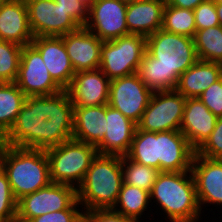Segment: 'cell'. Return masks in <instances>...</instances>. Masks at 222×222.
I'll list each match as a JSON object with an SVG mask.
<instances>
[{"label": "cell", "instance_id": "1", "mask_svg": "<svg viewBox=\"0 0 222 222\" xmlns=\"http://www.w3.org/2000/svg\"><path fill=\"white\" fill-rule=\"evenodd\" d=\"M74 105L66 90L26 97L5 145L46 150L72 139Z\"/></svg>", "mask_w": 222, "mask_h": 222}, {"label": "cell", "instance_id": "2", "mask_svg": "<svg viewBox=\"0 0 222 222\" xmlns=\"http://www.w3.org/2000/svg\"><path fill=\"white\" fill-rule=\"evenodd\" d=\"M198 60L193 38L159 29L146 37L137 74L153 92L172 91L179 76Z\"/></svg>", "mask_w": 222, "mask_h": 222}, {"label": "cell", "instance_id": "3", "mask_svg": "<svg viewBox=\"0 0 222 222\" xmlns=\"http://www.w3.org/2000/svg\"><path fill=\"white\" fill-rule=\"evenodd\" d=\"M0 167L6 173L16 200L51 183L45 150L4 145Z\"/></svg>", "mask_w": 222, "mask_h": 222}, {"label": "cell", "instance_id": "4", "mask_svg": "<svg viewBox=\"0 0 222 222\" xmlns=\"http://www.w3.org/2000/svg\"><path fill=\"white\" fill-rule=\"evenodd\" d=\"M123 183L122 156L97 154L77 188L84 212L112 209Z\"/></svg>", "mask_w": 222, "mask_h": 222}, {"label": "cell", "instance_id": "5", "mask_svg": "<svg viewBox=\"0 0 222 222\" xmlns=\"http://www.w3.org/2000/svg\"><path fill=\"white\" fill-rule=\"evenodd\" d=\"M169 222H190L201 218L195 181L191 171H160L150 192ZM156 199V200H155Z\"/></svg>", "mask_w": 222, "mask_h": 222}, {"label": "cell", "instance_id": "6", "mask_svg": "<svg viewBox=\"0 0 222 222\" xmlns=\"http://www.w3.org/2000/svg\"><path fill=\"white\" fill-rule=\"evenodd\" d=\"M45 152L49 161L51 182L70 185L76 189L83 182L87 170L98 154L94 145L73 138L50 147Z\"/></svg>", "mask_w": 222, "mask_h": 222}, {"label": "cell", "instance_id": "7", "mask_svg": "<svg viewBox=\"0 0 222 222\" xmlns=\"http://www.w3.org/2000/svg\"><path fill=\"white\" fill-rule=\"evenodd\" d=\"M146 52V36L127 34L104 41L101 47L99 69L110 79L137 73Z\"/></svg>", "mask_w": 222, "mask_h": 222}, {"label": "cell", "instance_id": "8", "mask_svg": "<svg viewBox=\"0 0 222 222\" xmlns=\"http://www.w3.org/2000/svg\"><path fill=\"white\" fill-rule=\"evenodd\" d=\"M76 201V187L51 182L17 200L16 222H29L47 213L69 209Z\"/></svg>", "mask_w": 222, "mask_h": 222}, {"label": "cell", "instance_id": "9", "mask_svg": "<svg viewBox=\"0 0 222 222\" xmlns=\"http://www.w3.org/2000/svg\"><path fill=\"white\" fill-rule=\"evenodd\" d=\"M186 98L177 92H153L143 112L139 130L147 132L180 131Z\"/></svg>", "mask_w": 222, "mask_h": 222}, {"label": "cell", "instance_id": "10", "mask_svg": "<svg viewBox=\"0 0 222 222\" xmlns=\"http://www.w3.org/2000/svg\"><path fill=\"white\" fill-rule=\"evenodd\" d=\"M153 91L137 73L110 80L108 105L138 124Z\"/></svg>", "mask_w": 222, "mask_h": 222}, {"label": "cell", "instance_id": "11", "mask_svg": "<svg viewBox=\"0 0 222 222\" xmlns=\"http://www.w3.org/2000/svg\"><path fill=\"white\" fill-rule=\"evenodd\" d=\"M15 83L26 97L48 96L63 90L51 77L41 54L31 44L22 47Z\"/></svg>", "mask_w": 222, "mask_h": 222}, {"label": "cell", "instance_id": "12", "mask_svg": "<svg viewBox=\"0 0 222 222\" xmlns=\"http://www.w3.org/2000/svg\"><path fill=\"white\" fill-rule=\"evenodd\" d=\"M29 26L34 37H61L81 26L54 0H25Z\"/></svg>", "mask_w": 222, "mask_h": 222}, {"label": "cell", "instance_id": "13", "mask_svg": "<svg viewBox=\"0 0 222 222\" xmlns=\"http://www.w3.org/2000/svg\"><path fill=\"white\" fill-rule=\"evenodd\" d=\"M127 4L118 0H95L85 27L101 41L130 34L126 24Z\"/></svg>", "mask_w": 222, "mask_h": 222}, {"label": "cell", "instance_id": "14", "mask_svg": "<svg viewBox=\"0 0 222 222\" xmlns=\"http://www.w3.org/2000/svg\"><path fill=\"white\" fill-rule=\"evenodd\" d=\"M110 79L100 70L76 72L65 89L74 106L108 104Z\"/></svg>", "mask_w": 222, "mask_h": 222}, {"label": "cell", "instance_id": "15", "mask_svg": "<svg viewBox=\"0 0 222 222\" xmlns=\"http://www.w3.org/2000/svg\"><path fill=\"white\" fill-rule=\"evenodd\" d=\"M191 172L195 181L199 207L212 204L222 206V159L194 154Z\"/></svg>", "mask_w": 222, "mask_h": 222}, {"label": "cell", "instance_id": "16", "mask_svg": "<svg viewBox=\"0 0 222 222\" xmlns=\"http://www.w3.org/2000/svg\"><path fill=\"white\" fill-rule=\"evenodd\" d=\"M61 37L75 73L99 69L103 41L94 33L80 27Z\"/></svg>", "mask_w": 222, "mask_h": 222}, {"label": "cell", "instance_id": "17", "mask_svg": "<svg viewBox=\"0 0 222 222\" xmlns=\"http://www.w3.org/2000/svg\"><path fill=\"white\" fill-rule=\"evenodd\" d=\"M31 45L41 54L53 80L65 90L71 83L75 70L66 52L62 37H34Z\"/></svg>", "mask_w": 222, "mask_h": 222}, {"label": "cell", "instance_id": "18", "mask_svg": "<svg viewBox=\"0 0 222 222\" xmlns=\"http://www.w3.org/2000/svg\"><path fill=\"white\" fill-rule=\"evenodd\" d=\"M136 128V123L106 104V133L96 146L98 154L126 156Z\"/></svg>", "mask_w": 222, "mask_h": 222}, {"label": "cell", "instance_id": "19", "mask_svg": "<svg viewBox=\"0 0 222 222\" xmlns=\"http://www.w3.org/2000/svg\"><path fill=\"white\" fill-rule=\"evenodd\" d=\"M194 154L181 131L158 132L159 171H191Z\"/></svg>", "mask_w": 222, "mask_h": 222}, {"label": "cell", "instance_id": "20", "mask_svg": "<svg viewBox=\"0 0 222 222\" xmlns=\"http://www.w3.org/2000/svg\"><path fill=\"white\" fill-rule=\"evenodd\" d=\"M217 117L198 98H186L180 131L196 151L215 128Z\"/></svg>", "mask_w": 222, "mask_h": 222}, {"label": "cell", "instance_id": "21", "mask_svg": "<svg viewBox=\"0 0 222 222\" xmlns=\"http://www.w3.org/2000/svg\"><path fill=\"white\" fill-rule=\"evenodd\" d=\"M34 36L29 26L25 0H8L0 5V40L20 46L31 44Z\"/></svg>", "mask_w": 222, "mask_h": 222}, {"label": "cell", "instance_id": "22", "mask_svg": "<svg viewBox=\"0 0 222 222\" xmlns=\"http://www.w3.org/2000/svg\"><path fill=\"white\" fill-rule=\"evenodd\" d=\"M165 0H137L127 4L128 32L149 36L162 29Z\"/></svg>", "mask_w": 222, "mask_h": 222}, {"label": "cell", "instance_id": "23", "mask_svg": "<svg viewBox=\"0 0 222 222\" xmlns=\"http://www.w3.org/2000/svg\"><path fill=\"white\" fill-rule=\"evenodd\" d=\"M106 133V105L74 106L72 138L95 147Z\"/></svg>", "mask_w": 222, "mask_h": 222}, {"label": "cell", "instance_id": "24", "mask_svg": "<svg viewBox=\"0 0 222 222\" xmlns=\"http://www.w3.org/2000/svg\"><path fill=\"white\" fill-rule=\"evenodd\" d=\"M222 76V64L198 60L179 76L175 90L185 98L199 97Z\"/></svg>", "mask_w": 222, "mask_h": 222}, {"label": "cell", "instance_id": "25", "mask_svg": "<svg viewBox=\"0 0 222 222\" xmlns=\"http://www.w3.org/2000/svg\"><path fill=\"white\" fill-rule=\"evenodd\" d=\"M26 99L15 82H0V136L4 137L14 125Z\"/></svg>", "mask_w": 222, "mask_h": 222}, {"label": "cell", "instance_id": "26", "mask_svg": "<svg viewBox=\"0 0 222 222\" xmlns=\"http://www.w3.org/2000/svg\"><path fill=\"white\" fill-rule=\"evenodd\" d=\"M150 202V192L122 183L117 201L112 210L136 222H141L140 218L144 214V211L148 209L147 207L150 206Z\"/></svg>", "mask_w": 222, "mask_h": 222}, {"label": "cell", "instance_id": "27", "mask_svg": "<svg viewBox=\"0 0 222 222\" xmlns=\"http://www.w3.org/2000/svg\"><path fill=\"white\" fill-rule=\"evenodd\" d=\"M130 160L159 170L158 132H147L136 128L128 154Z\"/></svg>", "mask_w": 222, "mask_h": 222}, {"label": "cell", "instance_id": "28", "mask_svg": "<svg viewBox=\"0 0 222 222\" xmlns=\"http://www.w3.org/2000/svg\"><path fill=\"white\" fill-rule=\"evenodd\" d=\"M194 45L199 60L222 64V26L197 30Z\"/></svg>", "mask_w": 222, "mask_h": 222}, {"label": "cell", "instance_id": "29", "mask_svg": "<svg viewBox=\"0 0 222 222\" xmlns=\"http://www.w3.org/2000/svg\"><path fill=\"white\" fill-rule=\"evenodd\" d=\"M162 29L169 33L193 38L196 33L194 11L165 5Z\"/></svg>", "mask_w": 222, "mask_h": 222}, {"label": "cell", "instance_id": "30", "mask_svg": "<svg viewBox=\"0 0 222 222\" xmlns=\"http://www.w3.org/2000/svg\"><path fill=\"white\" fill-rule=\"evenodd\" d=\"M122 173L123 183L151 192L160 171L153 167L138 164L127 156H122Z\"/></svg>", "mask_w": 222, "mask_h": 222}, {"label": "cell", "instance_id": "31", "mask_svg": "<svg viewBox=\"0 0 222 222\" xmlns=\"http://www.w3.org/2000/svg\"><path fill=\"white\" fill-rule=\"evenodd\" d=\"M22 46L0 40V82H15L18 74Z\"/></svg>", "mask_w": 222, "mask_h": 222}, {"label": "cell", "instance_id": "32", "mask_svg": "<svg viewBox=\"0 0 222 222\" xmlns=\"http://www.w3.org/2000/svg\"><path fill=\"white\" fill-rule=\"evenodd\" d=\"M17 200L14 198L6 173L0 167V222H16Z\"/></svg>", "mask_w": 222, "mask_h": 222}, {"label": "cell", "instance_id": "33", "mask_svg": "<svg viewBox=\"0 0 222 222\" xmlns=\"http://www.w3.org/2000/svg\"><path fill=\"white\" fill-rule=\"evenodd\" d=\"M195 153L211 159H222V117L217 119L214 130Z\"/></svg>", "mask_w": 222, "mask_h": 222}, {"label": "cell", "instance_id": "34", "mask_svg": "<svg viewBox=\"0 0 222 222\" xmlns=\"http://www.w3.org/2000/svg\"><path fill=\"white\" fill-rule=\"evenodd\" d=\"M196 31L220 25L213 0L200 3L194 10Z\"/></svg>", "mask_w": 222, "mask_h": 222}, {"label": "cell", "instance_id": "35", "mask_svg": "<svg viewBox=\"0 0 222 222\" xmlns=\"http://www.w3.org/2000/svg\"><path fill=\"white\" fill-rule=\"evenodd\" d=\"M217 117H222V76L211 84L199 97Z\"/></svg>", "mask_w": 222, "mask_h": 222}, {"label": "cell", "instance_id": "36", "mask_svg": "<svg viewBox=\"0 0 222 222\" xmlns=\"http://www.w3.org/2000/svg\"><path fill=\"white\" fill-rule=\"evenodd\" d=\"M78 200L69 208L57 212H51L31 219L29 222H77L84 214V211L77 209Z\"/></svg>", "mask_w": 222, "mask_h": 222}, {"label": "cell", "instance_id": "37", "mask_svg": "<svg viewBox=\"0 0 222 222\" xmlns=\"http://www.w3.org/2000/svg\"><path fill=\"white\" fill-rule=\"evenodd\" d=\"M81 26L85 27L89 17V9L77 0H54Z\"/></svg>", "mask_w": 222, "mask_h": 222}, {"label": "cell", "instance_id": "38", "mask_svg": "<svg viewBox=\"0 0 222 222\" xmlns=\"http://www.w3.org/2000/svg\"><path fill=\"white\" fill-rule=\"evenodd\" d=\"M88 222H136L112 209H100L84 212Z\"/></svg>", "mask_w": 222, "mask_h": 222}, {"label": "cell", "instance_id": "39", "mask_svg": "<svg viewBox=\"0 0 222 222\" xmlns=\"http://www.w3.org/2000/svg\"><path fill=\"white\" fill-rule=\"evenodd\" d=\"M205 1L207 0H165V5L194 10L200 3Z\"/></svg>", "mask_w": 222, "mask_h": 222}, {"label": "cell", "instance_id": "40", "mask_svg": "<svg viewBox=\"0 0 222 222\" xmlns=\"http://www.w3.org/2000/svg\"><path fill=\"white\" fill-rule=\"evenodd\" d=\"M215 8H216L220 25L222 26V3H215Z\"/></svg>", "mask_w": 222, "mask_h": 222}, {"label": "cell", "instance_id": "41", "mask_svg": "<svg viewBox=\"0 0 222 222\" xmlns=\"http://www.w3.org/2000/svg\"><path fill=\"white\" fill-rule=\"evenodd\" d=\"M77 1L85 5L88 9H90L95 0H77Z\"/></svg>", "mask_w": 222, "mask_h": 222}, {"label": "cell", "instance_id": "42", "mask_svg": "<svg viewBox=\"0 0 222 222\" xmlns=\"http://www.w3.org/2000/svg\"><path fill=\"white\" fill-rule=\"evenodd\" d=\"M4 145H5V143H4L3 137L0 136V155H1Z\"/></svg>", "mask_w": 222, "mask_h": 222}, {"label": "cell", "instance_id": "43", "mask_svg": "<svg viewBox=\"0 0 222 222\" xmlns=\"http://www.w3.org/2000/svg\"><path fill=\"white\" fill-rule=\"evenodd\" d=\"M118 1H120L122 3H125V4H130V3H133V2H135L137 0H118Z\"/></svg>", "mask_w": 222, "mask_h": 222}, {"label": "cell", "instance_id": "44", "mask_svg": "<svg viewBox=\"0 0 222 222\" xmlns=\"http://www.w3.org/2000/svg\"><path fill=\"white\" fill-rule=\"evenodd\" d=\"M77 222H88V219L83 215Z\"/></svg>", "mask_w": 222, "mask_h": 222}, {"label": "cell", "instance_id": "45", "mask_svg": "<svg viewBox=\"0 0 222 222\" xmlns=\"http://www.w3.org/2000/svg\"><path fill=\"white\" fill-rule=\"evenodd\" d=\"M8 0H0V5L7 2Z\"/></svg>", "mask_w": 222, "mask_h": 222}, {"label": "cell", "instance_id": "46", "mask_svg": "<svg viewBox=\"0 0 222 222\" xmlns=\"http://www.w3.org/2000/svg\"><path fill=\"white\" fill-rule=\"evenodd\" d=\"M215 3H222V0H213Z\"/></svg>", "mask_w": 222, "mask_h": 222}]
</instances>
